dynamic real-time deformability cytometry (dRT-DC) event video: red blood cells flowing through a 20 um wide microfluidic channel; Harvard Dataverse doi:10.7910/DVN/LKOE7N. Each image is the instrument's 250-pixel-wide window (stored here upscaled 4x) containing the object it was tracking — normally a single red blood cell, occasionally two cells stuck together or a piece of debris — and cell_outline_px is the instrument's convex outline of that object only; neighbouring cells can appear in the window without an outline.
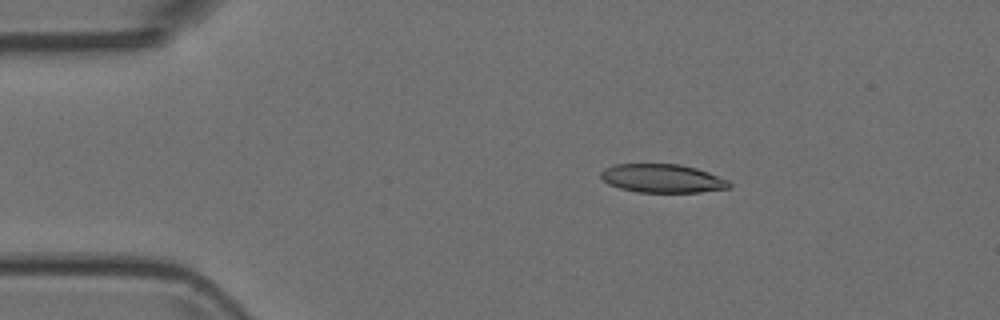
{"species": "Egyptian fruit bat (a non-hibernating species)", "species_latin": "Rousettus aegyptiacus", "temperature_condition": "room temperature", "stored_images_in_passage": 3, "camera_frame_rate_fps": 3000, "um_per_image_px": 0.085, "animal": {"sex": "female"}, "frame": {"image": 1, "passage_image": 2, "time_ms": 0.333, "image_size_px": [1000, 320], "cell_outline_px": [[732, 188], [700, 192], [636, 192], [620, 188], [608, 184], [600, 176], [600, 172], [604, 168], [616, 164], [680, 164], [696, 168], [708, 172], [728, 180], [732, 184]], "centroid_in_image_um": [56.31, 15.17], "position_along_channel_um": 28.7, "area_um2": 21.44}}